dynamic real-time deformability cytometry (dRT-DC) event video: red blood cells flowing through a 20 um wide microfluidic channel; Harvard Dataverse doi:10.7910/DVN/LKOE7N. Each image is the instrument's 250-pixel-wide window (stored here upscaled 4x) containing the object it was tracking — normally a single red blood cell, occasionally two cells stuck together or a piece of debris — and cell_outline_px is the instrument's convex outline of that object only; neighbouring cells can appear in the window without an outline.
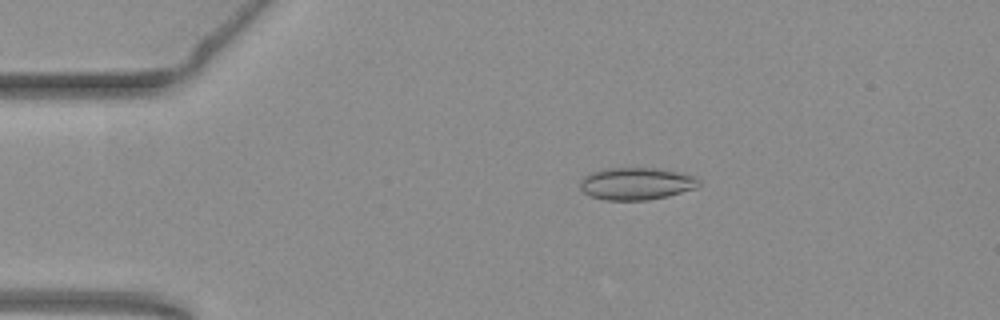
{"species": "common noctule bat (a hibernating species)", "species_latin": "Nyctalus noctula", "temperature_condition": "warm", "stored_images_in_passage": 55, "camera_frame_rate_fps": 3000, "um_per_image_px": 0.085, "animal": {"sex": "female", "body_mass_g": 19.3, "forearm_length_mm": 54.1}, "frame": {"image": 1, "passage_image": 11, "time_ms": 3.333, "image_size_px": [1000, 320], "cell_outline_px": [[700, 184], [696, 188], [668, 196], [648, 200], [604, 200], [588, 196], [580, 188], [580, 184], [584, 176], [592, 172], [608, 168], [656, 168], [676, 172], [692, 176], [700, 180]], "centroid_in_image_um": [54.06, 15.62], "position_along_channel_um": 30.9, "area_um2": 22.25}}
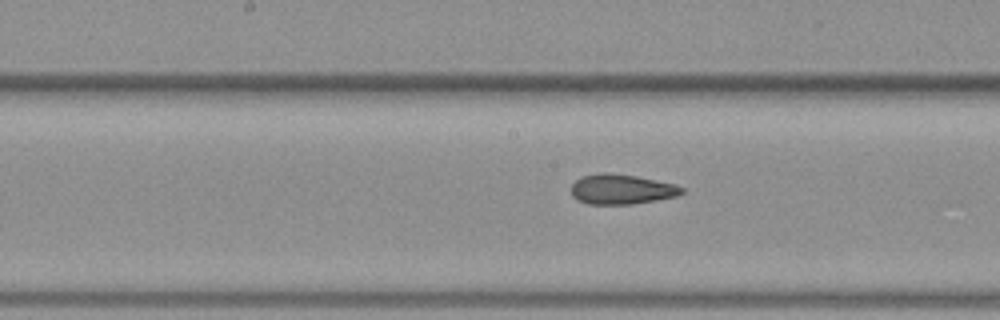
{"frame": {"image": 2, "passage_image": 28, "time_ms": 9.0, "image_size_px": [1000, 320], "cell_outline_px": [[684, 192], [676, 196], [656, 200], [632, 204], [588, 204], [576, 200], [572, 196], [572, 184], [580, 176], [600, 172], [604, 172], [636, 176], [656, 180], [672, 184], [684, 188]], "centroid_in_image_um": [52.78, 16.08], "position_along_channel_um": 195.4, "area_um2": 19.31}}
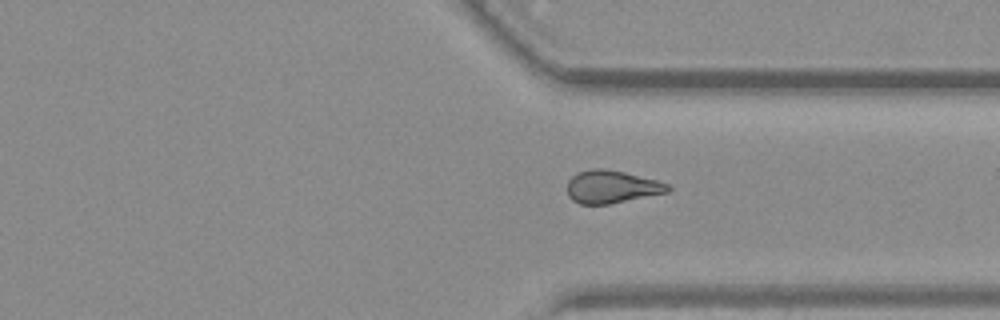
{"frame": {"image": 3, "passage_image": 41, "time_ms": 13.333, "image_size_px": [1000, 320], "cell_outline_px": [[672, 188], [668, 192], [608, 204], [580, 204], [572, 200], [568, 196], [568, 180], [576, 172], [592, 168], [604, 168], [624, 172], [656, 180], [668, 184]], "centroid_in_image_um": [51.96, 15.87], "position_along_channel_um": 359.4, "area_um2": 19.19}, "authors_computed_cell_mechanics": {"area_um2": 19.7098, "velocity_mm_per_s": 3.797, "shape_relaxation_time_tau1_ms": null, "shape_relaxation_time_tau2_ms": 2.51, "deformation_change_tau1": null, "deformation_change_tau2": 0.0903}}